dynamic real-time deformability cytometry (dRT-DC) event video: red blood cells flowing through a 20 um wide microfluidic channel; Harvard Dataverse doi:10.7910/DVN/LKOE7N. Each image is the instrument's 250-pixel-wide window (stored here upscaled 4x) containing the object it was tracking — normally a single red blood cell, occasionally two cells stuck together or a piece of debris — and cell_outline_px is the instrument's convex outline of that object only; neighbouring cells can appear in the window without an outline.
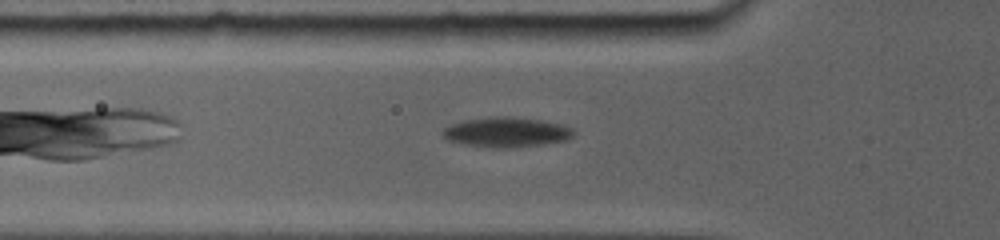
{"species": "common noctule bat (a hibernating species)", "species_latin": "Nyctalus noctula", "temperature_condition": "room temperature", "stored_images_in_passage": 31, "camera_frame_rate_fps": 5000, "um_per_image_px": 0.085, "animal": {"sex": "female", "body_mass_g": 19.0, "forearm_length_mm": 56.7}, "frame": {"image": 1, "passage_image": 4, "time_ms": 2.0, "image_size_px": [1000, 240], "cell_outline_px": [[572, 136], [564, 140], [536, 144], [492, 148], [452, 140], [444, 136], [444, 128], [452, 124], [468, 120], [492, 116], [508, 116], [540, 120], [556, 124], [568, 128], [572, 132]], "centroid_in_image_um": [43.01, 11.2], "position_along_channel_um": 82.8, "area_um2": 21.39}}
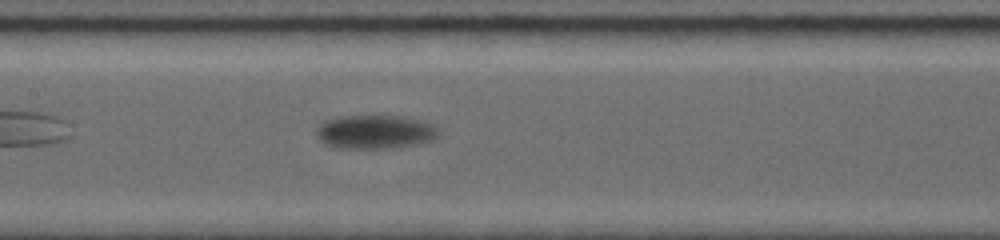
{"frame": {"image": 2, "passage_image": 11, "time_ms": 4.6, "image_size_px": [1000, 240], "cell_outline_px": [[432, 136], [424, 140], [404, 144], [380, 148], [364, 148], [332, 144], [324, 140], [320, 136], [320, 128], [328, 120], [348, 116], [400, 116], [416, 120], [432, 128]], "centroid_in_image_um": [31.8, 11.17], "position_along_channel_um": 175.6, "area_um2": 21.1}}
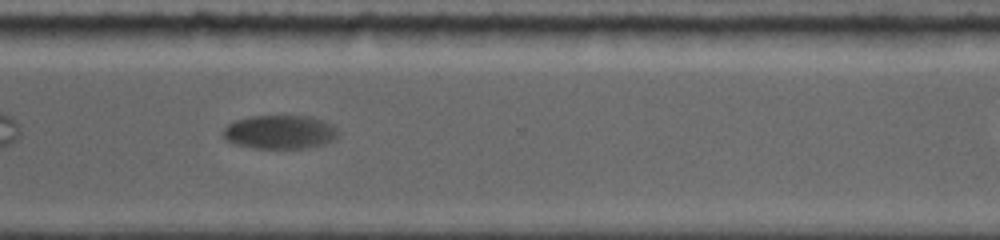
{"frame": {"image": 3, "passage_image": 25, "time_ms": 9.4, "image_size_px": [1000, 240], "cell_outline_px": [[340, 132], [336, 140], [324, 144], [304, 148], [256, 148], [236, 144], [228, 140], [224, 136], [224, 128], [228, 124], [236, 120], [252, 116], [308, 116], [332, 124]], "centroid_in_image_um": [23.84, 11.22], "position_along_channel_um": 346.8, "area_um2": 22.48}}